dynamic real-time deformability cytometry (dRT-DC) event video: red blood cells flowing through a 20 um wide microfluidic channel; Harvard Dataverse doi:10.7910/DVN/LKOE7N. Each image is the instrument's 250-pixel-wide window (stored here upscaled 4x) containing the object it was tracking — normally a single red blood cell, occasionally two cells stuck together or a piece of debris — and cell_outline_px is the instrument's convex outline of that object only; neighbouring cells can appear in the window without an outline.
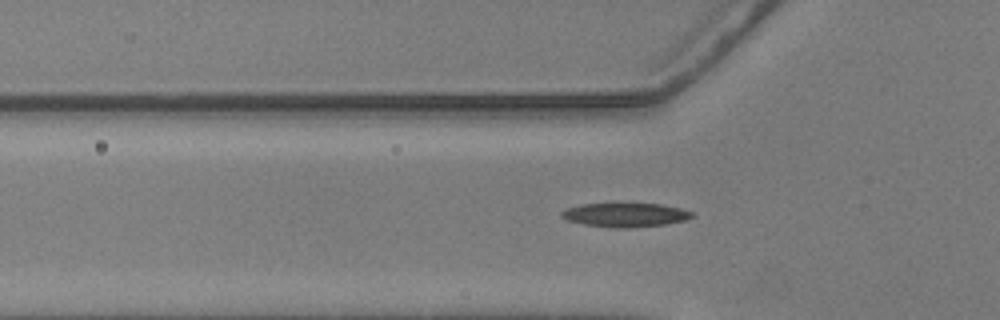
{"species": "common noctule bat (a hibernating species)", "species_latin": "Nyctalus noctula", "temperature_condition": "warm", "stored_images_in_passage": 42, "camera_frame_rate_fps": 3000, "um_per_image_px": 0.085, "animal": {"sex": "male", "body_mass_g": 20.5, "forearm_length_mm": 52.5}, "frame": {"image": 1, "passage_image": 8, "time_ms": 2.333, "image_size_px": [1000, 320], "cell_outline_px": [[696, 216], [684, 220], [664, 224], [632, 228], [616, 228], [584, 224], [564, 220], [560, 216], [560, 212], [564, 208], [580, 204], [660, 204], [680, 208], [692, 212]], "centroid_in_image_um": [53.09, 18.27], "position_along_channel_um": 72.7, "area_um2": 18.26}}
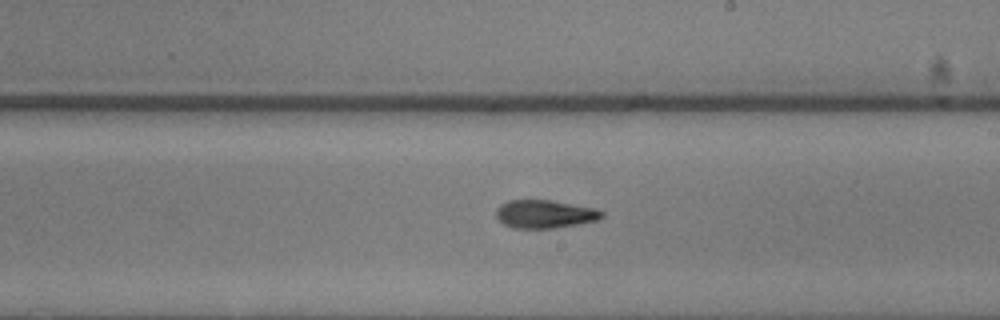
{"frame": {"image": 2, "passage_image": 22, "time_ms": 7.0, "image_size_px": [1000, 320], "cell_outline_px": [[604, 216], [596, 220], [556, 228], [512, 228], [504, 224], [496, 216], [496, 208], [500, 204], [508, 200], [548, 200], [596, 208], [604, 212]], "centroid_in_image_um": [46.29, 18.19], "position_along_channel_um": 242.7, "area_um2": 17.28}}
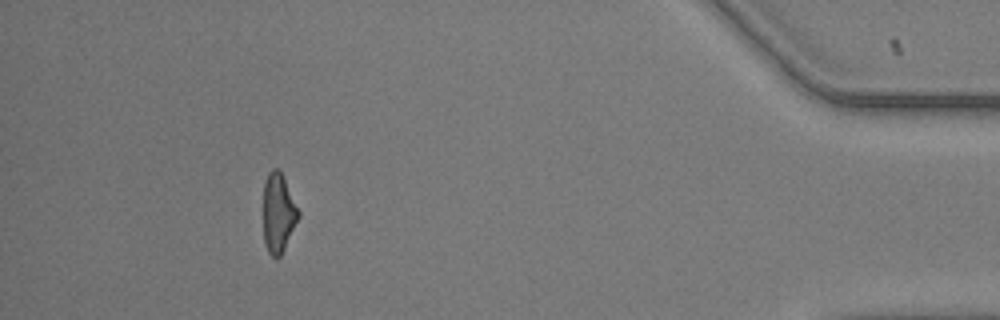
{"frame": {"image": 3, "passage_image": 41, "time_ms": 13.333, "image_size_px": [1000, 320], "cell_outline_px": [[300, 216], [280, 256], [276, 260], [268, 252], [264, 240], [264, 180], [268, 172], [272, 168], [276, 168], [280, 172], [300, 212]], "centroid_in_image_um": [23.65, 18.12], "position_along_channel_um": 411.6, "area_um2": 15.95}}